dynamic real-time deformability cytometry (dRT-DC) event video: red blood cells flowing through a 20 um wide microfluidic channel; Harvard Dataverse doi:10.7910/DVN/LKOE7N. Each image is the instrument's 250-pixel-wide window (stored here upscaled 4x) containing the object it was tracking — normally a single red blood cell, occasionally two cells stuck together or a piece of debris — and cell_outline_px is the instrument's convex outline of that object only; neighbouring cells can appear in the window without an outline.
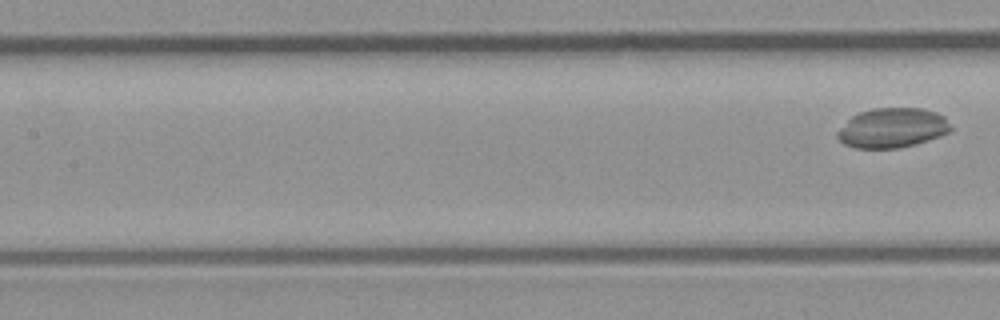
{"species": "common noctule bat (a hibernating species)", "species_latin": "Nyctalus noctula", "temperature_condition": "room temperature", "stored_images_in_passage": 8, "segment_of_instrument_passage": [2, 2], "camera_frame_rate_fps": 3000, "um_per_image_px": 0.085, "animal": {"sex": "male", "body_mass_g": 23.1, "forearm_length_mm": 52.7}, "frame": {"image": 1, "passage_image": 8, "time_ms": 2.333, "image_size_px": [1000, 320], "cell_outline_px": [[952, 128], [948, 132], [940, 136], [916, 144], [900, 148], [856, 148], [844, 144], [836, 136], [836, 132], [852, 116], [860, 112], [872, 108], [924, 108], [936, 112], [944, 116]], "centroid_in_image_um": [75.85, 10.87], "position_along_channel_um": 131.6, "area_um2": 26.24}}